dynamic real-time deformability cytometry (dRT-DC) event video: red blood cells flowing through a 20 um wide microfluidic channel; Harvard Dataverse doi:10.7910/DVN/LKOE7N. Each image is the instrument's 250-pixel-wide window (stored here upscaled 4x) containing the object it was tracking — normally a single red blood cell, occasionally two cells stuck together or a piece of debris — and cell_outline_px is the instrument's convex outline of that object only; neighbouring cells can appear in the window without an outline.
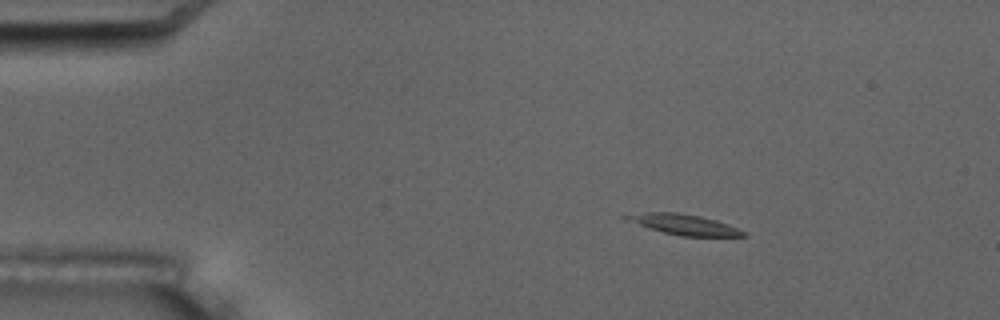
{"species": "common noctule bat (a hibernating species)", "species_latin": "Nyctalus noctula", "temperature_condition": "room temperature", "stored_images_in_passage": 4, "camera_frame_rate_fps": 3000, "um_per_image_px": 0.085, "animal": {"sex": "male", "body_mass_g": 17.5, "forearm_length_mm": 52.3}, "frame": {"image": 1, "passage_image": 3, "time_ms": 2.667, "image_size_px": [1000, 320], "cell_outline_px": [[748, 236], [680, 236], [664, 232], [624, 220], [620, 216], [644, 212], [676, 212], [700, 216], [716, 220], [728, 224], [744, 232]], "centroid_in_image_um": [58.09, 19.07], "position_along_channel_um": 26.9, "area_um2": 13.81}}